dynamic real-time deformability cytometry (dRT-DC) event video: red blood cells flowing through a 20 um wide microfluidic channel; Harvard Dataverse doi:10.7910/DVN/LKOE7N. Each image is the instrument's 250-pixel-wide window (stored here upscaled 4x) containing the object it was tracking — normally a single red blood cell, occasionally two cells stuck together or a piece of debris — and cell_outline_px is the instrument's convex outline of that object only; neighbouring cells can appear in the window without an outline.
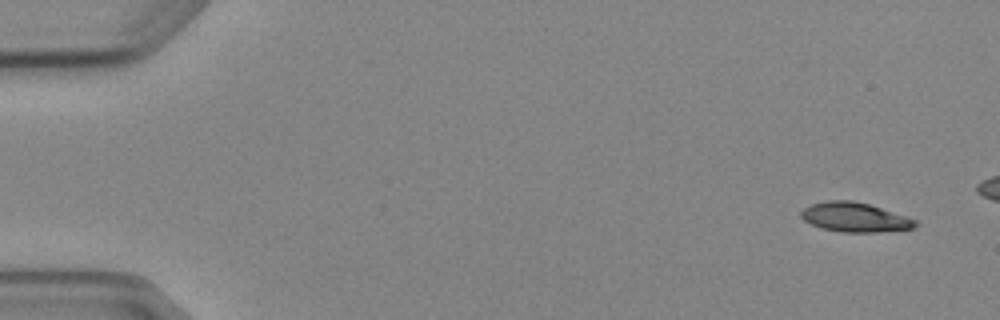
{"species": "Egyptian fruit bat (a non-hibernating species)", "species_latin": "Rousettus aegyptiacus", "temperature_condition": "cold", "stored_images_in_passage": 5, "camera_frame_rate_fps": 3000, "um_per_image_px": 0.085, "animal": {"sex": "female"}, "frame": {"image": 1, "passage_image": 1, "time_ms": 0.0, "image_size_px": [1000, 320], "cell_outline_px": [[916, 224], [912, 228], [880, 232], [840, 232], [820, 228], [804, 220], [800, 216], [800, 212], [804, 208], [812, 204], [828, 200], [852, 200], [868, 204], [916, 220]], "centroid_in_image_um": [72.6, 18.47], "position_along_channel_um": 12.4, "area_um2": 19.31}}